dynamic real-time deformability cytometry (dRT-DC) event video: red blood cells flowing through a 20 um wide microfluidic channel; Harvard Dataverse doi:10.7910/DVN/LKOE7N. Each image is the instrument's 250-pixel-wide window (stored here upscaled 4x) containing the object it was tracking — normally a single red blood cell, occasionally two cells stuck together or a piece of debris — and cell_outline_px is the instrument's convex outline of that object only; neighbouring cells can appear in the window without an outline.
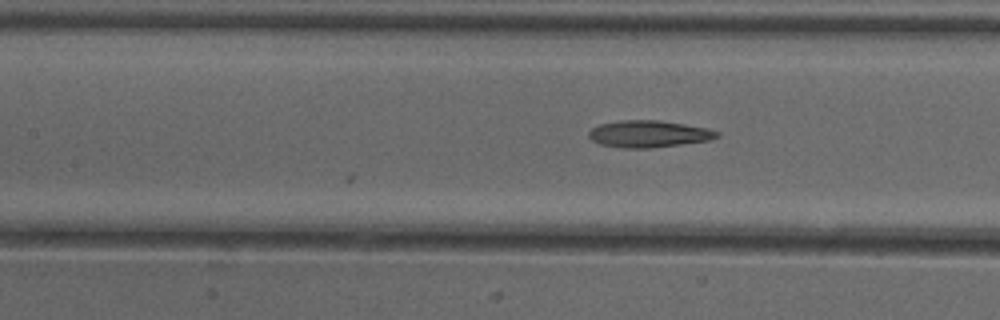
{"species": "common noctule bat (a hibernating species)", "species_latin": "Nyctalus noctula", "temperature_condition": "cold", "stored_images_in_passage": 10, "camera_frame_rate_fps": 3000, "um_per_image_px": 0.085, "animal": {"sex": "female"}, "frame": {"image": 1, "passage_image": 10, "time_ms": 3.0, "image_size_px": [1000, 320], "cell_outline_px": [[720, 136], [712, 140], [652, 148], [624, 148], [600, 144], [592, 140], [588, 136], [588, 132], [592, 128], [600, 124], [620, 120], [660, 120], [708, 128], [720, 132]], "centroid_in_image_um": [55.17, 11.38], "position_along_channel_um": 152.2, "area_um2": 20.23}}